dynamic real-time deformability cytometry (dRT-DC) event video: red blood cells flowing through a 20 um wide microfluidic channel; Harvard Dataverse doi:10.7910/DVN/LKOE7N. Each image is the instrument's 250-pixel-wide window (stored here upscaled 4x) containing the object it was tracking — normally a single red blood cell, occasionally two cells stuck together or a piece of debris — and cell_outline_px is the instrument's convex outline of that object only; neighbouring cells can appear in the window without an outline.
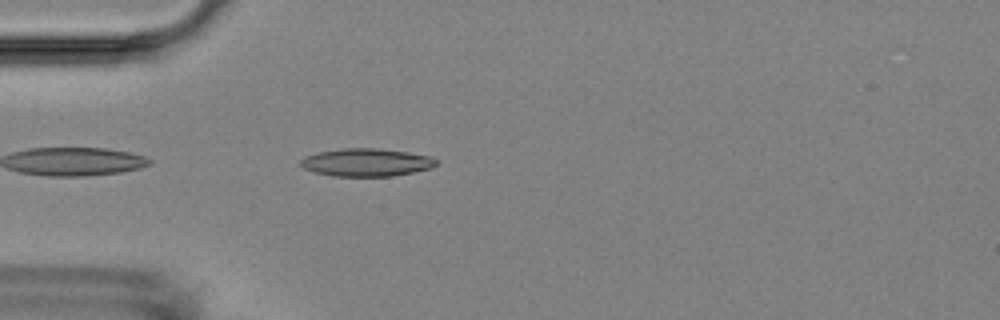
{"species": "Egyptian fruit bat (a non-hibernating species)", "species_latin": "Rousettus aegyptiacus", "temperature_condition": "room temperature", "stored_images_in_passage": 36, "camera_frame_rate_fps": 3000, "um_per_image_px": 0.085, "animal": {"sex": "female"}, "frame": {"image": 1, "passage_image": 2, "time_ms": 0.333, "image_size_px": [1000, 320], "cell_outline_px": [[436, 164], [432, 168], [392, 176], [332, 176], [312, 172], [304, 168], [300, 164], [300, 160], [304, 156], [320, 152], [344, 148], [376, 148], [408, 152], [432, 156], [436, 160]], "centroid_in_image_um": [31.13, 13.8], "position_along_channel_um": 53.9, "area_um2": 22.02}}
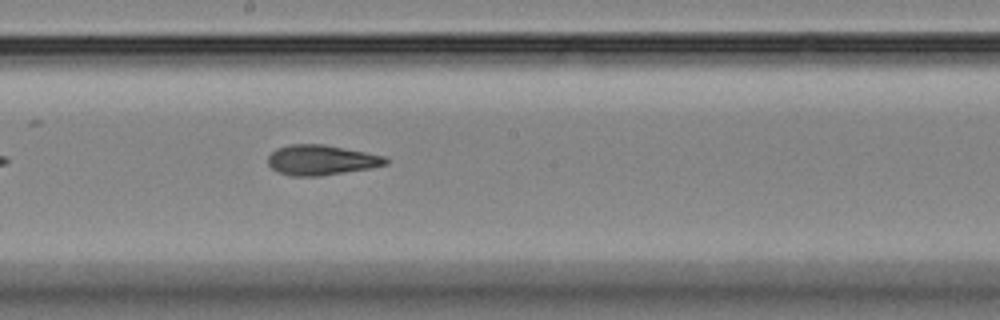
{"frame": {"image": 2, "passage_image": 16, "time_ms": 5.0, "image_size_px": [1000, 320], "cell_outline_px": [[388, 164], [372, 168], [320, 176], [292, 176], [280, 172], [272, 168], [268, 164], [268, 156], [276, 148], [288, 144], [324, 144], [388, 156]], "centroid_in_image_um": [27.35, 13.59], "position_along_channel_um": 220.9, "area_um2": 20.87}}
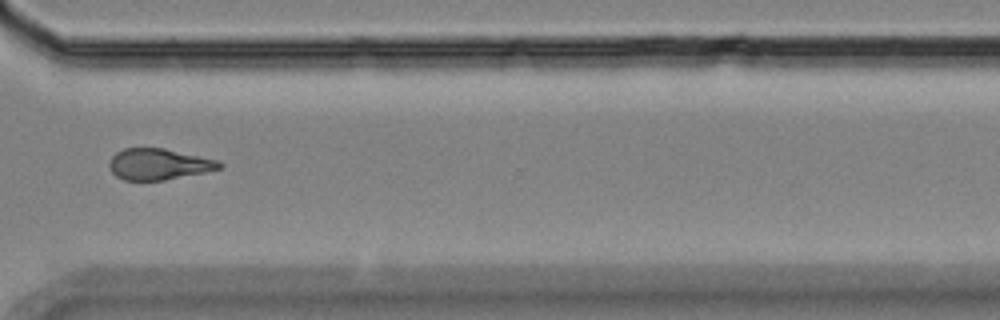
{"frame": {"image": 3, "passage_image": 27, "time_ms": 8.667, "image_size_px": [1000, 320], "cell_outline_px": [[224, 168], [164, 180], [124, 180], [116, 176], [112, 172], [108, 164], [112, 156], [116, 152], [124, 148], [164, 148], [216, 160], [224, 164]], "centroid_in_image_um": [13.48, 13.95], "position_along_channel_um": 357.1, "area_um2": 19.88}, "authors_computed_cell_mechanics": {"area_um2": 20.6635, "velocity_mm_per_s": 3.7163, "shape_relaxation_time_tau1_ms": 6.4903, "shape_relaxation_time_tau2_ms": 1.9037, "deformation_change_tau1": 0.1968, "deformation_change_tau2": 0.1043}}